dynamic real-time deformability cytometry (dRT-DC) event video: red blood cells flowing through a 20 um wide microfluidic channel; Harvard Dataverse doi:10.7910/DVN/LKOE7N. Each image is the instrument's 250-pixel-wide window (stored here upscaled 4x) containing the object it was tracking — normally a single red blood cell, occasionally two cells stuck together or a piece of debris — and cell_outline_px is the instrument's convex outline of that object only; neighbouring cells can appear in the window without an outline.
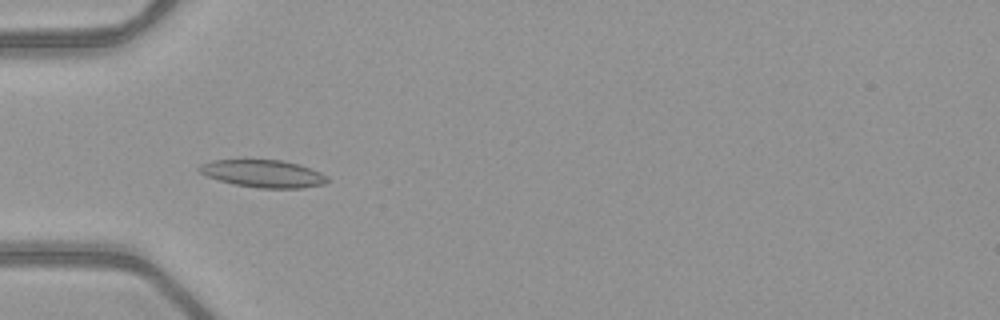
{"species": "common noctule bat (a hibernating species)", "species_latin": "Nyctalus noctula", "temperature_condition": "warm", "stored_images_in_passage": 36, "camera_frame_rate_fps": 3000, "um_per_image_px": 0.085, "animal": {"sex": "female", "body_mass_g": 21.9}, "frame": {"image": 1, "passage_image": 12, "time_ms": 3.667, "image_size_px": [1000, 320], "cell_outline_px": [[312, 184], [244, 184], [228, 180], [216, 176], [224, 160], [268, 160], [292, 164], [304, 168]], "centroid_in_image_um": [22.34, 14.67], "position_along_channel_um": 62.7, "area_um2": 13.64}}
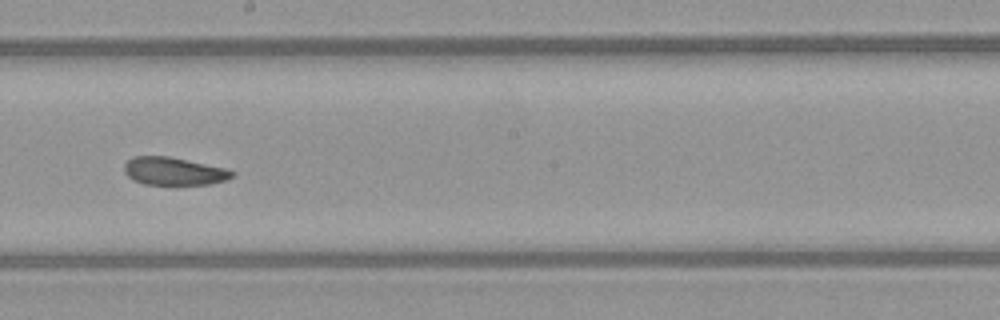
{"frame": {"image": 2, "passage_image": 25, "time_ms": 8.0, "image_size_px": [1000, 320], "cell_outline_px": [[232, 172], [228, 176], [220, 180], [196, 184], [156, 184], [140, 180], [132, 176], [128, 172], [128, 164], [132, 160], [144, 156], [160, 156], [180, 160], [216, 168]], "centroid_in_image_um": [14.73, 14.56], "position_along_channel_um": 233.5, "area_um2": 14.85}}
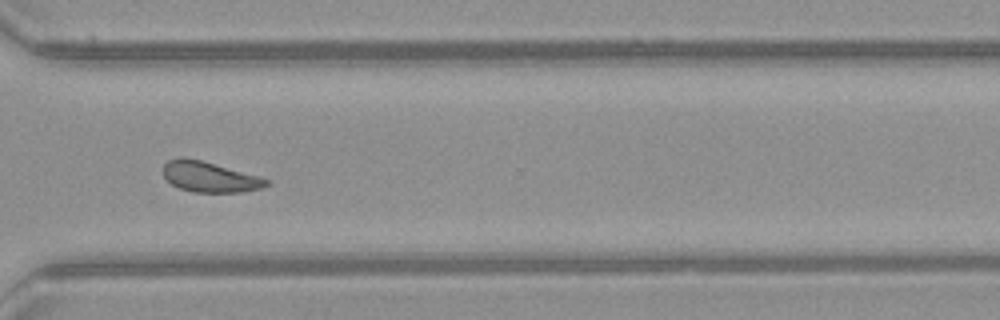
{"frame": {"image": 3, "passage_image": 34, "time_ms": 11.0, "image_size_px": [1000, 320], "cell_outline_px": [[264, 184], [252, 188], [228, 192], [204, 192], [184, 188], [168, 180], [164, 172], [164, 168], [172, 160], [196, 160], [264, 180]], "centroid_in_image_um": [17.69, 15.06], "position_along_channel_um": 352.9, "area_um2": 15.43}, "authors_computed_cell_mechanics": {"area_um2": 14.3922, "velocity_mm_per_s": 3.9901, "shape_relaxation_time_tau1_ms": null, "shape_relaxation_time_tau2_ms": 4.2935, "deformation_change_tau1": null, "deformation_change_tau2": 0.0765}}